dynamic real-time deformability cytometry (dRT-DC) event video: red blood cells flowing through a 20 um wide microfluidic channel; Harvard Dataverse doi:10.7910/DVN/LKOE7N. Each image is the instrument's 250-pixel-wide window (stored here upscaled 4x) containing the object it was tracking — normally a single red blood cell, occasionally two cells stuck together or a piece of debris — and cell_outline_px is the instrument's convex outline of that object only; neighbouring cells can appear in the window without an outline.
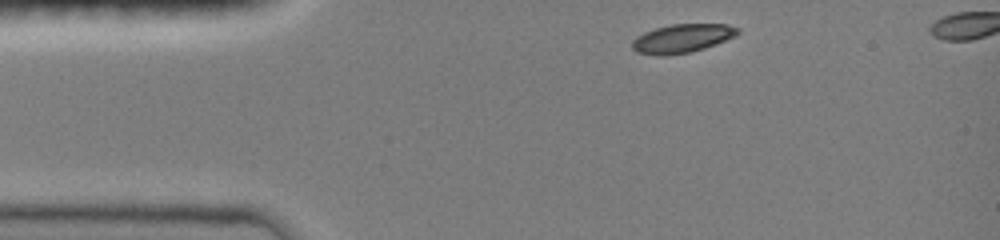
{"species": "common noctule bat (a hibernating species)", "species_latin": "Nyctalus noctula", "temperature_condition": "room temperature", "stored_images_in_passage": 41, "camera_frame_rate_fps": 3000, "um_per_image_px": 0.085, "animal": {"sex": "female", "body_mass_g": 19.0, "forearm_length_mm": 51.5}, "frame": {"image": 1, "passage_image": 1, "time_ms": 0.0, "image_size_px": [1000, 240], "cell_outline_px": [[740, 32], [736, 36], [704, 48], [692, 52], [664, 56], [660, 56], [636, 52], [632, 48], [632, 40], [636, 36], [644, 32], [656, 28], [672, 24], [728, 24], [740, 28]], "centroid_in_image_um": [57.98, 3.26], "position_along_channel_um": 27.0, "area_um2": 17.74}}
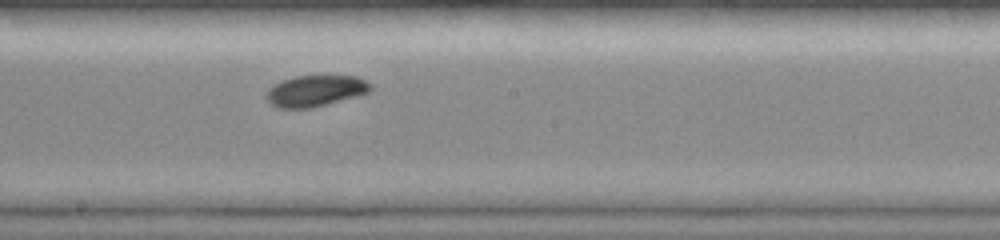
{"frame": {"image": 2, "passage_image": 22, "time_ms": 6.0, "image_size_px": [1000, 240], "cell_outline_px": [[372, 88], [368, 92], [360, 96], [312, 108], [280, 108], [272, 104], [264, 96], [268, 88], [272, 84], [296, 76], [356, 76], [372, 84]], "centroid_in_image_um": [26.82, 7.73], "position_along_channel_um": 221.4, "area_um2": 19.07}}
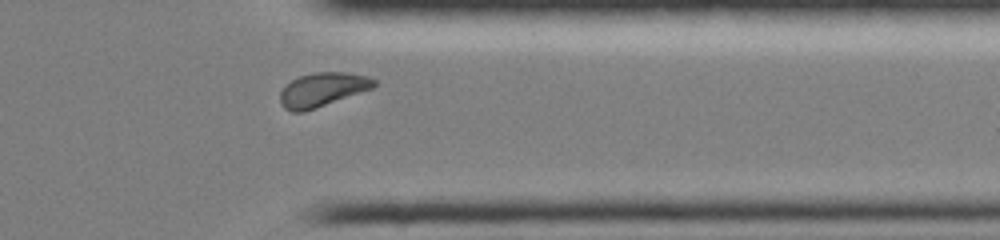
{"frame": {"image": 3, "passage_image": 36, "time_ms": 10.0, "image_size_px": [1000, 240], "cell_outline_px": [[376, 84], [372, 88], [316, 108], [304, 112], [292, 112], [284, 108], [280, 104], [280, 92], [292, 80], [300, 76], [312, 72], [348, 72], [368, 76], [376, 80]], "centroid_in_image_um": [27.4, 7.61], "position_along_channel_um": 384.0, "area_um2": 18.5}, "authors_computed_cell_mechanics": {"area_um2": 18.7272, "velocity_mm_per_s": 4.0454, "shape_relaxation_time_tau1_ms": 2.0852, "shape_relaxation_time_tau2_ms": null, "deformation_change_tau1": 0.0773, "deformation_change_tau2": null}}